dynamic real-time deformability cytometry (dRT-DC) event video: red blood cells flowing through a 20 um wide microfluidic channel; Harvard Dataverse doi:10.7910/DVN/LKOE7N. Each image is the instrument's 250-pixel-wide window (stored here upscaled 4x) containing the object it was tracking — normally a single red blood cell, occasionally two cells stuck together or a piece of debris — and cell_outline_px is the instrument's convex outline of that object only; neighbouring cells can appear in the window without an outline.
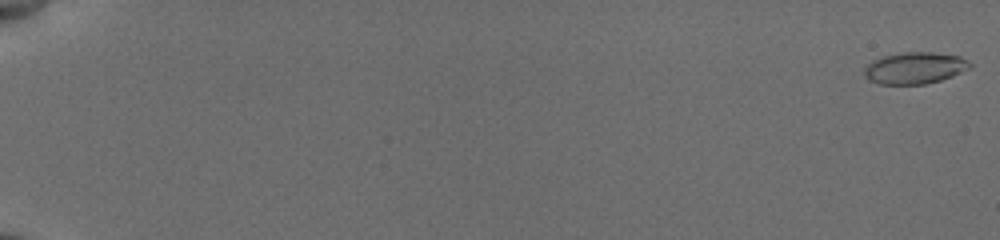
{"species": "common noctule bat (a hibernating species)", "species_latin": "Nyctalus noctula", "temperature_condition": "cold", "stored_images_in_passage": 54, "camera_frame_rate_fps": 3000, "um_per_image_px": 0.085, "animal": {"sex": "female", "body_mass_g": 19.5, "forearm_length_mm": 54.1}, "frame": {"image": 1, "passage_image": 1, "time_ms": 0.0, "image_size_px": [1000, 240], "cell_outline_px": [[972, 64], [968, 68], [952, 76], [940, 80], [924, 84], [880, 84], [872, 80], [864, 72], [864, 68], [872, 60], [884, 56], [904, 52], [932, 52], [960, 56], [968, 60]], "centroid_in_image_um": [77.78, 5.77], "position_along_channel_um": 7.2, "area_um2": 19.19}}
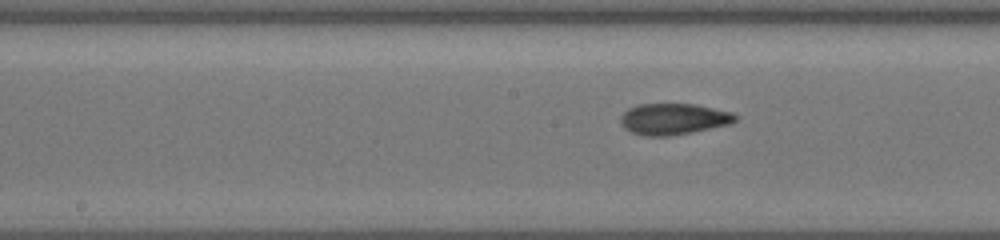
{"frame": {"image": 2, "passage_image": 32, "time_ms": 10.333, "image_size_px": [1000, 240], "cell_outline_px": [[736, 120], [732, 124], [692, 132], [668, 136], [648, 136], [632, 132], [624, 128], [620, 120], [620, 116], [628, 108], [640, 104], [696, 104], [732, 112], [736, 116]], "centroid_in_image_um": [57.26, 10.11], "position_along_channel_um": 190.9, "area_um2": 20.87}}
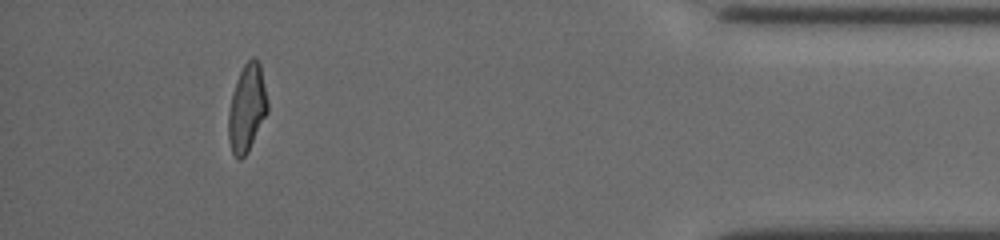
{"frame": {"image": 3, "passage_image": 53, "time_ms": 17.333, "image_size_px": [1000, 240], "cell_outline_px": [[268, 112], [248, 152], [240, 160], [236, 160], [232, 152], [228, 140], [228, 112], [236, 80], [244, 64], [252, 56], [260, 64], [268, 104]], "centroid_in_image_um": [20.98, 9.23], "position_along_channel_um": 414.2, "area_um2": 19.94}}